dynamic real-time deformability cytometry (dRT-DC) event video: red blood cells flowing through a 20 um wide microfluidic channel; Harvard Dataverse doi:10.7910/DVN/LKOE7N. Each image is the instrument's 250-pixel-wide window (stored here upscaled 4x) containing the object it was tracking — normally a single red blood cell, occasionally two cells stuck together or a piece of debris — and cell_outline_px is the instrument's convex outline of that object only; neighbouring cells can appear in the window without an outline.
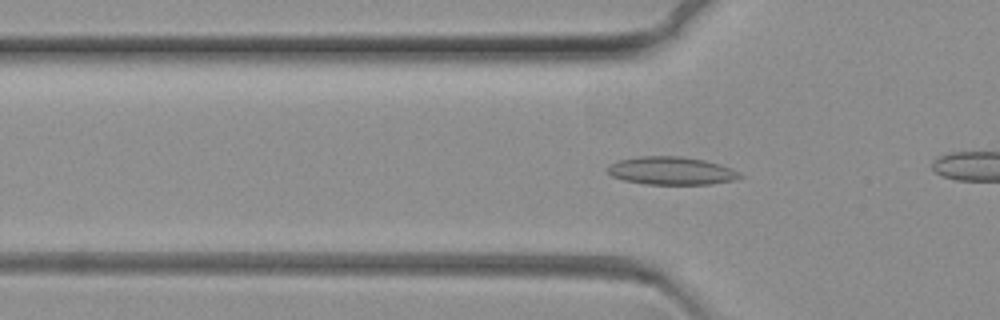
{"species": "common noctule bat (a hibernating species)", "species_latin": "Nyctalus noctula", "temperature_condition": "warm", "stored_images_in_passage": 56, "camera_frame_rate_fps": 3000, "um_per_image_px": 0.085, "animal": {"sex": "female", "body_mass_g": 19.3, "forearm_length_mm": 54.1}, "frame": {"image": 1, "passage_image": 22, "time_ms": 7.0, "image_size_px": [1000, 320], "cell_outline_px": [[744, 176], [736, 180], [712, 184], [644, 184], [624, 180], [612, 176], [608, 172], [608, 164], [620, 160], [640, 156], [680, 156], [704, 160], [720, 164], [732, 168], [740, 172]], "centroid_in_image_um": [57.11, 14.52], "position_along_channel_um": 68.7, "area_um2": 21.68}}
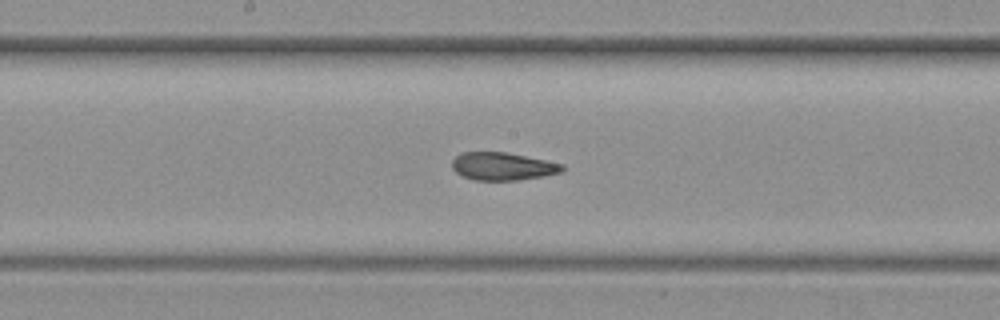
{"frame": {"image": 2, "passage_image": 36, "time_ms": 11.667, "image_size_px": [1000, 320], "cell_outline_px": [[564, 168], [560, 172], [544, 176], [520, 180], [472, 180], [460, 176], [452, 168], [452, 160], [460, 152], [504, 152], [564, 164]], "centroid_in_image_um": [42.68, 14.15], "position_along_channel_um": 205.5, "area_um2": 17.86}}
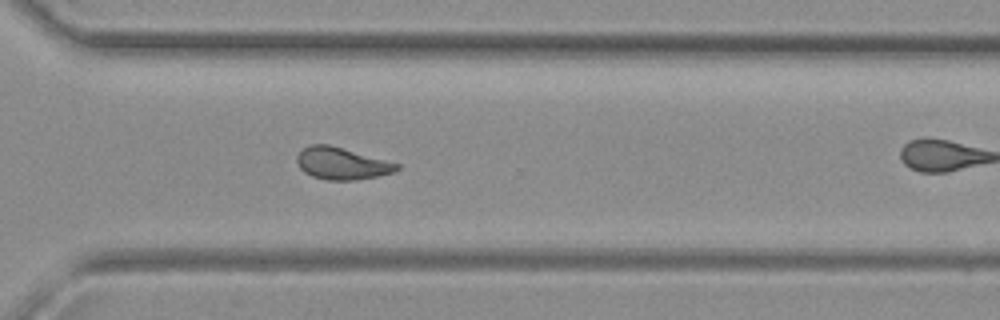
{"frame": {"image": 3, "passage_image": 50, "time_ms": 16.333, "image_size_px": [1000, 320], "cell_outline_px": [[400, 168], [396, 172], [356, 180], [328, 180], [312, 176], [304, 172], [296, 164], [296, 156], [304, 148], [312, 144], [328, 144], [400, 164]], "centroid_in_image_um": [29.04, 13.9], "position_along_channel_um": 341.6, "area_um2": 18.55}}